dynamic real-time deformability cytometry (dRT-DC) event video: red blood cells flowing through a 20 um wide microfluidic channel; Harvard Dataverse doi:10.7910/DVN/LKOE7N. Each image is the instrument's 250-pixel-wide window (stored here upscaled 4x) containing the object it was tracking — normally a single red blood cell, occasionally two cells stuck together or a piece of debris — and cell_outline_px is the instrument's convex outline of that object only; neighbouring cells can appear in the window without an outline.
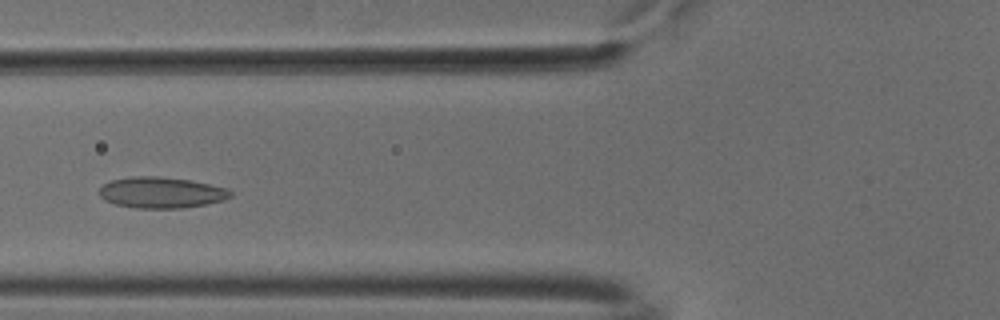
{"species": "common noctule bat (a hibernating species)", "species_latin": "Nyctalus noctula", "temperature_condition": "cold", "stored_images_in_passage": 45, "camera_frame_rate_fps": 3000, "um_per_image_px": 0.085, "animal": {"sex": "male", "body_mass_g": 18.8}, "frame": {"image": 1, "passage_image": 12, "time_ms": 3.667, "image_size_px": [1000, 320], "cell_outline_px": [[232, 196], [224, 200], [184, 208], [136, 208], [116, 204], [104, 200], [100, 196], [100, 188], [104, 184], [112, 180], [136, 176], [156, 176], [188, 180], [228, 188], [232, 192]], "centroid_in_image_um": [13.72, 16.37], "position_along_channel_um": 112.1, "area_um2": 23.52}}
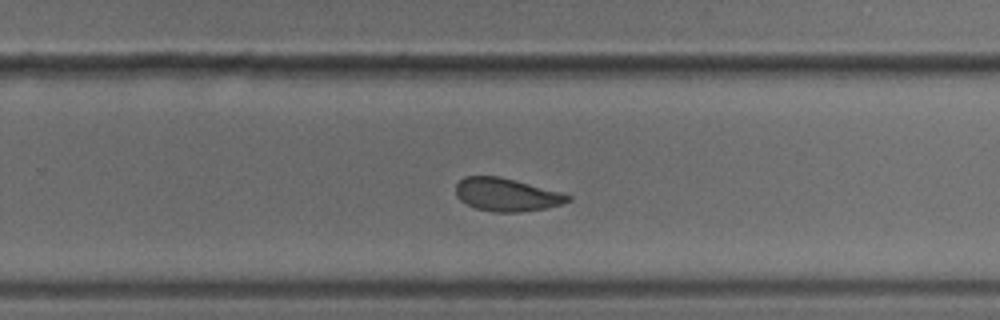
{"frame": {"image": 2, "passage_image": 26, "time_ms": 8.333, "image_size_px": [1000, 320], "cell_outline_px": [[572, 200], [560, 204], [544, 208], [520, 212], [496, 212], [476, 208], [460, 200], [456, 196], [456, 184], [464, 176], [500, 176], [560, 192], [572, 196]], "centroid_in_image_um": [43.04, 16.54], "position_along_channel_um": 286.8, "area_um2": 21.39}}
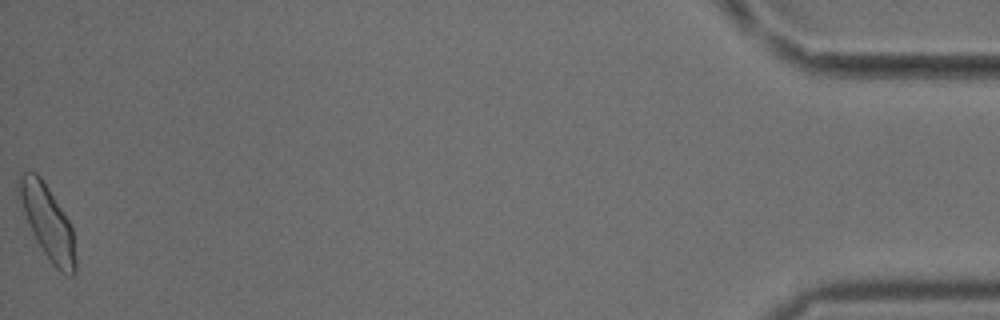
{"frame": {"image": 3, "passage_image": 45, "time_ms": 14.667, "image_size_px": [1000, 320], "cell_outline_px": [[76, 276], [68, 276], [60, 272], [52, 264], [36, 240], [32, 232], [24, 212], [20, 196], [20, 176], [24, 172], [36, 172], [40, 176], [48, 188], [68, 220], [72, 228], [76, 260]], "centroid_in_image_um": [4.1, 18.97], "position_along_channel_um": 431.1, "area_um2": 23.47}, "authors_computed_cell_mechanics": {"area_um2": 22.6576, "velocity_mm_per_s": 3.7419, "shape_relaxation_time_tau1_ms": 9.6702, "shape_relaxation_time_tau2_ms": 1.7921, "deformation_change_tau1": 0.1358, "deformation_change_tau2": 0.0678}}